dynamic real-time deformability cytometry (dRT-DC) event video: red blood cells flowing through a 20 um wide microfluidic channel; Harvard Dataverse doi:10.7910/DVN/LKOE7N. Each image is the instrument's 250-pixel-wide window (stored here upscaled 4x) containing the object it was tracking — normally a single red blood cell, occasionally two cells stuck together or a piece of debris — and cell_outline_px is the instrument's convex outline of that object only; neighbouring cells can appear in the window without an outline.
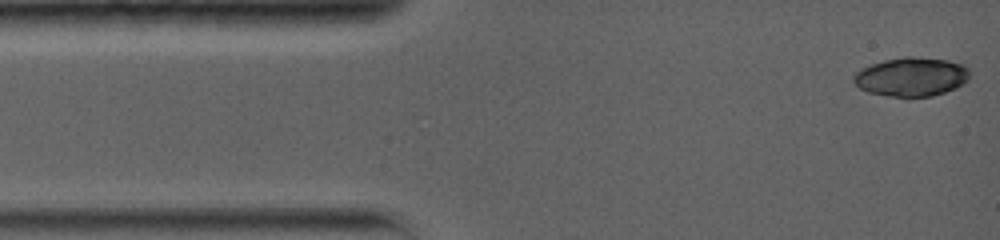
{"species": "common noctule bat (a hibernating species)", "species_latin": "Nyctalus noctula", "temperature_condition": "warm", "stored_images_in_passage": 6, "camera_frame_rate_fps": 5000, "um_per_image_px": 0.085, "animal": {"sex": "female", "body_mass_g": 19.0, "forearm_length_mm": 56.7}, "frame": {"image": 1, "passage_image": 1, "time_ms": 0.0, "image_size_px": [1000, 240], "cell_outline_px": [[968, 80], [956, 88], [932, 96], [888, 96], [868, 92], [860, 88], [852, 80], [852, 76], [860, 68], [884, 60], [904, 56], [912, 56], [948, 60], [964, 64], [968, 68]], "centroid_in_image_um": [77.45, 6.51], "position_along_channel_um": 7.5, "area_um2": 26.36}}
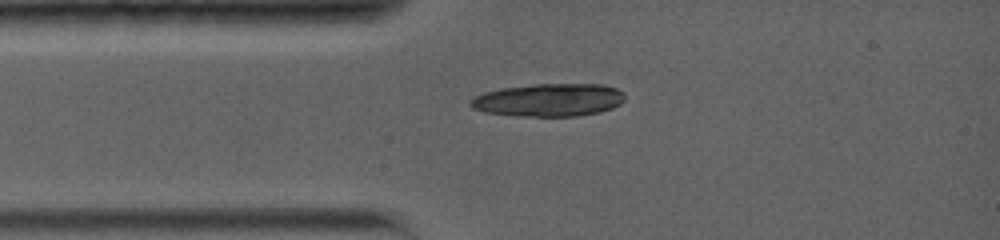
{"frame": {"image": 2, "passage_image": 6, "time_ms": 2.6, "image_size_px": [1000, 240], "cell_outline_px": [[624, 100], [620, 104], [612, 108], [600, 112], [576, 116], [516, 116], [484, 112], [472, 108], [468, 104], [476, 96], [484, 92], [500, 88], [536, 84], [604, 84], [616, 88], [624, 92]], "centroid_in_image_um": [46.66, 8.5], "position_along_channel_um": 38.3, "area_um2": 29.71}}